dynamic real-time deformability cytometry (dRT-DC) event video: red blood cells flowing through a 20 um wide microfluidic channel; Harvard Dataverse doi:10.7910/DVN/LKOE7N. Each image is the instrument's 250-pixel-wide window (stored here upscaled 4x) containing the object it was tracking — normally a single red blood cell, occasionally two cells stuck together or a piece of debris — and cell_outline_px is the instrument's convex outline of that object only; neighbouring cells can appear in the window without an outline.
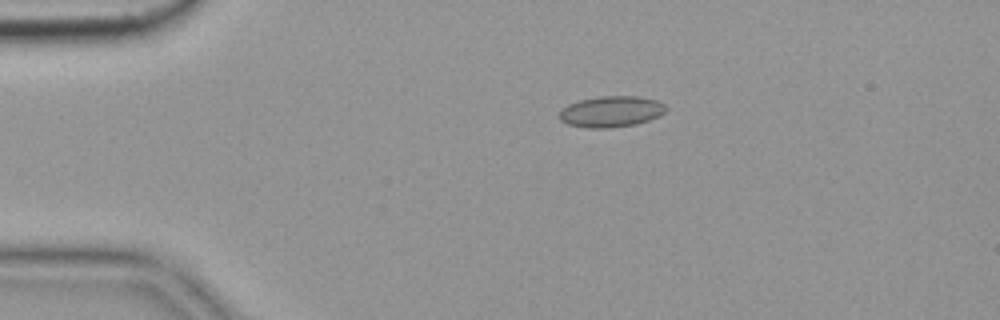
{"species": "common noctule bat (a hibernating species)", "species_latin": "Nyctalus noctula", "temperature_condition": "cold", "stored_images_in_passage": 8, "camera_frame_rate_fps": 3000, "um_per_image_px": 0.085, "animal": {"sex": "female", "body_mass_g": 19.9}, "frame": {"image": 1, "passage_image": 1, "time_ms": 0.0, "image_size_px": [1000, 320], "cell_outline_px": [[664, 112], [660, 116], [636, 124], [612, 128], [588, 128], [568, 124], [560, 120], [556, 116], [568, 104], [580, 100], [600, 96], [636, 96], [656, 100], [664, 104]], "centroid_in_image_um": [51.92, 9.49], "position_along_channel_um": 33.1, "area_um2": 19.25}}
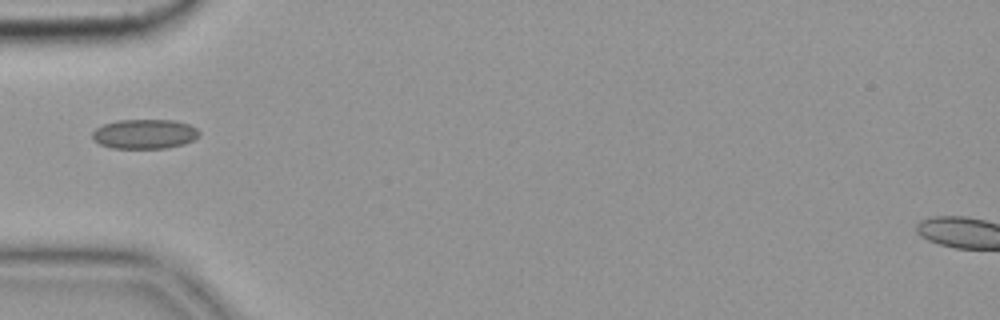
{"frame": {"image": 2, "passage_image": 3, "time_ms": 0.667, "image_size_px": [1000, 320], "cell_outline_px": [[200, 132], [192, 140], [184, 144], [168, 148], [112, 148], [100, 144], [92, 140], [92, 132], [96, 128], [104, 124], [116, 120], [176, 120], [188, 124], [196, 128]], "centroid_in_image_um": [12.26, 11.39], "position_along_channel_um": 72.7, "area_um2": 18.44}}
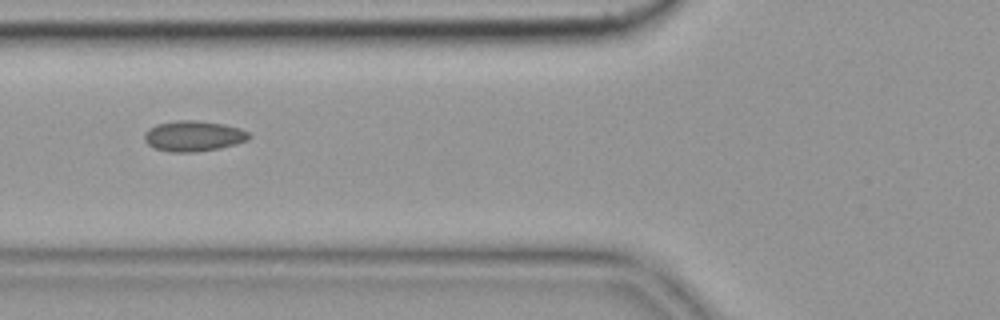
{"frame": {"image": 3, "passage_image": 4, "time_ms": 1.0, "image_size_px": [1000, 320], "cell_outline_px": [[252, 136], [248, 140], [236, 144], [220, 148], [196, 152], [168, 152], [156, 148], [148, 144], [144, 140], [144, 132], [148, 128], [156, 124], [176, 120], [196, 120], [224, 124], [240, 128], [248, 132]], "centroid_in_image_um": [16.44, 11.56], "position_along_channel_um": 109.4, "area_um2": 18.84}}